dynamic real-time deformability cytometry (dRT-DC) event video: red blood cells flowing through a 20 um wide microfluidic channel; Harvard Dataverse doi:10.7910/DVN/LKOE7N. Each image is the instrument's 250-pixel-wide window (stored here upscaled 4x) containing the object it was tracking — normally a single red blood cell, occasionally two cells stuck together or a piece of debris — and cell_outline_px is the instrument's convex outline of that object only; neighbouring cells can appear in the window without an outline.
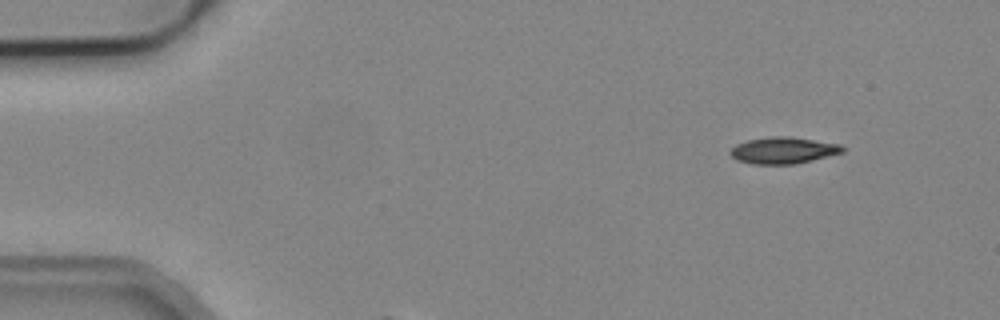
{"species": "common noctule bat (a hibernating species)", "species_latin": "Nyctalus noctula", "temperature_condition": "cold", "stored_images_in_passage": 4, "camera_frame_rate_fps": 3000, "um_per_image_px": 0.085, "animal": {"sex": "male", "body_mass_g": 19.2, "forearm_length_mm": 51.8}, "frame": {"image": 1, "passage_image": 1, "time_ms": 0.0, "image_size_px": [1000, 320], "cell_outline_px": [[848, 148], [844, 152], [796, 164], [752, 164], [736, 160], [728, 152], [736, 144], [748, 140], [772, 136], [788, 136], [840, 144]], "centroid_in_image_um": [66.59, 12.78], "position_along_channel_um": 18.4, "area_um2": 17.46}}